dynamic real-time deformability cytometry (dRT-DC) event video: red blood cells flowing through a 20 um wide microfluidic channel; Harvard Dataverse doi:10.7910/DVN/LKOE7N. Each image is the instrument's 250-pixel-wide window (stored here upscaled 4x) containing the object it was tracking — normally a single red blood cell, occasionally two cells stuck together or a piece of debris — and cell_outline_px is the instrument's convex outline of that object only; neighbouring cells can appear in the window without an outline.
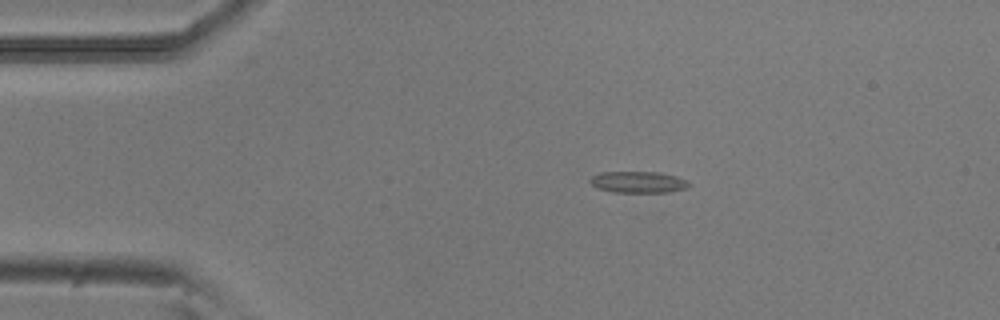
{"species": "common noctule bat (a hibernating species)", "species_latin": "Nyctalus noctula", "temperature_condition": "room temperature", "stored_images_in_passage": 5, "camera_frame_rate_fps": 3000, "um_per_image_px": 0.085, "animal": {"sex": "male", "body_mass_g": 20.5, "forearm_length_mm": 52.5}, "frame": {"image": 1, "passage_image": 1, "time_ms": 0.0, "image_size_px": [1000, 320], "cell_outline_px": [[692, 184], [688, 188], [668, 192], [612, 192], [600, 188], [592, 184], [588, 180], [592, 176], [600, 172], [656, 172], [676, 176], [688, 180]], "centroid_in_image_um": [54.29, 15.47], "position_along_channel_um": 30.7, "area_um2": 12.37}}
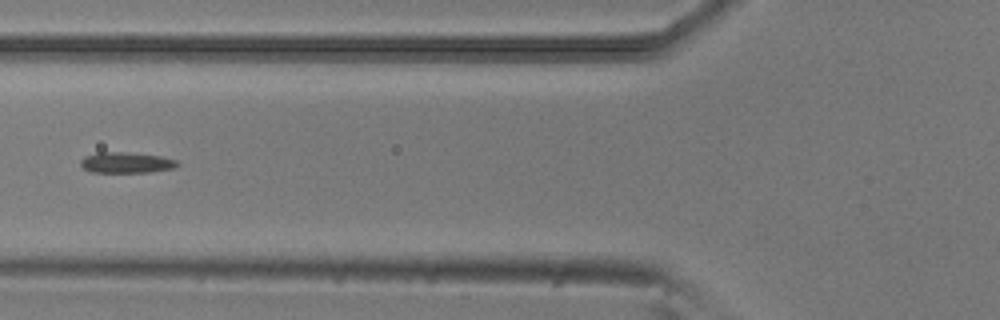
{"frame": {"image": 2, "passage_image": 4, "time_ms": 1.0, "image_size_px": [1000, 320], "cell_outline_px": [[180, 164], [176, 168], [148, 172], [92, 172], [84, 168], [80, 164], [80, 160], [84, 156], [96, 152], [128, 152], [160, 156], [176, 160]], "centroid_in_image_um": [10.73, 13.81], "position_along_channel_um": 115.1, "area_um2": 11.79}}
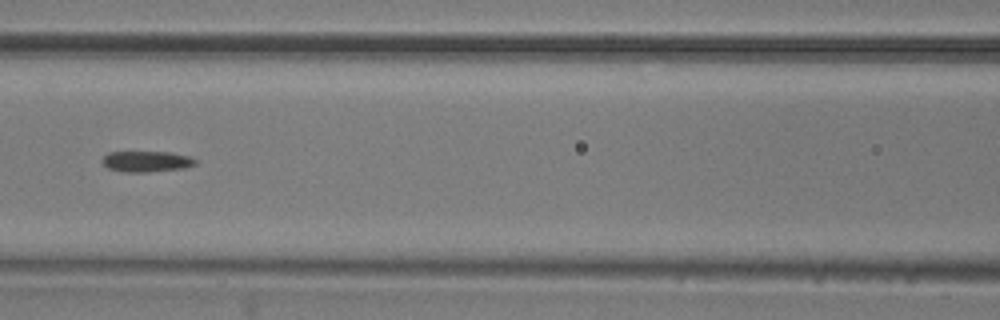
{"frame": {"image": 3, "passage_image": 5, "time_ms": 1.333, "image_size_px": [1000, 320], "cell_outline_px": [[196, 164], [184, 168], [148, 172], [124, 172], [108, 168], [100, 160], [108, 152], [168, 152], [188, 156], [196, 160]], "centroid_in_image_um": [12.42, 13.72], "position_along_channel_um": 154.2, "area_um2": 11.27}}